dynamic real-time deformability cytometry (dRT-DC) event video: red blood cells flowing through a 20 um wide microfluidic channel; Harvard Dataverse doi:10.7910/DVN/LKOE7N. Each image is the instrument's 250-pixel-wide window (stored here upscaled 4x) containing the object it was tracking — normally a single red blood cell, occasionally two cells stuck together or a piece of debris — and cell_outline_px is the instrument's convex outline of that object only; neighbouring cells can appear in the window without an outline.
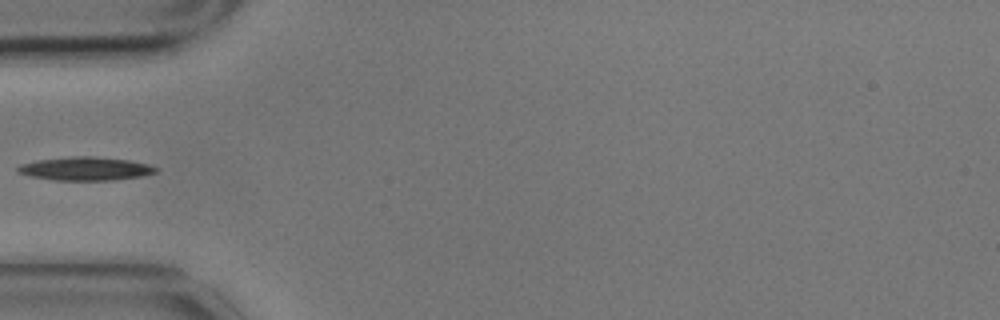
{"species": "common noctule bat (a hibernating species)", "species_latin": "Nyctalus noctula", "temperature_condition": "cold", "stored_images_in_passage": 5, "camera_frame_rate_fps": 3000, "um_per_image_px": 0.085, "animal": {"sex": "male", "body_mass_g": 17.9}, "frame": {"image": 1, "passage_image": 5, "time_ms": 1.333, "image_size_px": [1000, 320], "cell_outline_px": [[156, 172], [140, 176], [112, 180], [56, 180], [32, 176], [16, 172], [16, 168], [20, 164], [36, 160], [72, 156], [96, 156], [128, 160], [148, 164], [156, 168]], "centroid_in_image_um": [7.22, 14.33], "position_along_channel_um": 77.8, "area_um2": 18.73}}